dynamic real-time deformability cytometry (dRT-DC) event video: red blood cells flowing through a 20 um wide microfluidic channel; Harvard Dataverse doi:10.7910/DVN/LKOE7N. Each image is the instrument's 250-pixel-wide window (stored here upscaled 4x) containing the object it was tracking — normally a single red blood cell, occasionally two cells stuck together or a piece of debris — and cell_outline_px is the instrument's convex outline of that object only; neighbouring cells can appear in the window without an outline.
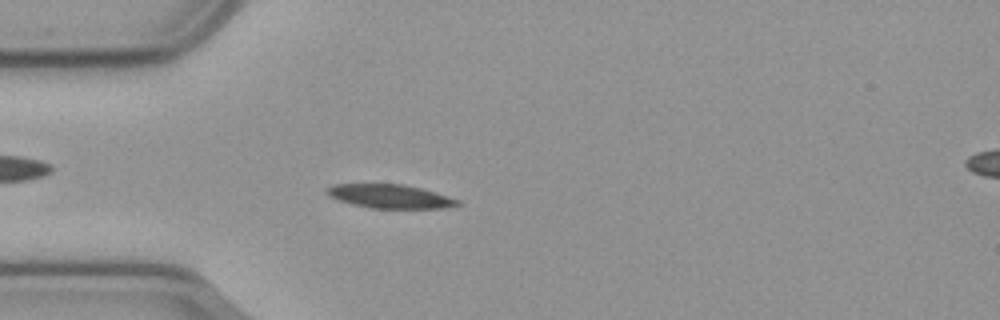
{"species": "common noctule bat (a hibernating species)", "species_latin": "Nyctalus noctula", "temperature_condition": "cold", "stored_images_in_passage": 56, "camera_frame_rate_fps": 3000, "um_per_image_px": 0.085, "animal": {"sex": "male", "body_mass_g": 23.1, "forearm_length_mm": 52.7}, "frame": {"image": 1, "passage_image": 15, "time_ms": 4.667, "image_size_px": [1000, 320], "cell_outline_px": [[464, 204], [440, 208], [372, 208], [352, 204], [328, 196], [324, 192], [324, 188], [332, 184], [404, 184], [436, 192], [460, 200]], "centroid_in_image_um": [33.13, 16.68], "position_along_channel_um": 51.9, "area_um2": 18.21}}
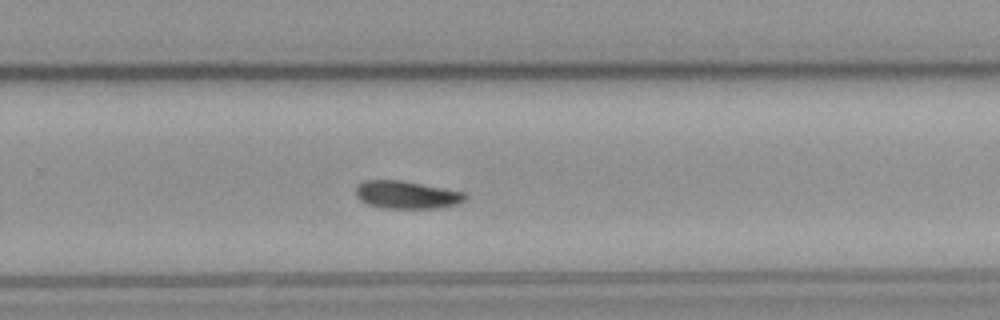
{"frame": {"image": 2, "passage_image": 36, "time_ms": 11.667, "image_size_px": [1000, 320], "cell_outline_px": [[468, 196], [464, 200], [456, 204], [440, 208], [384, 208], [368, 204], [360, 200], [356, 196], [356, 184], [364, 180], [400, 180], [444, 188], [464, 192]], "centroid_in_image_um": [34.54, 16.55], "position_along_channel_um": 295.3, "area_um2": 17.69}}
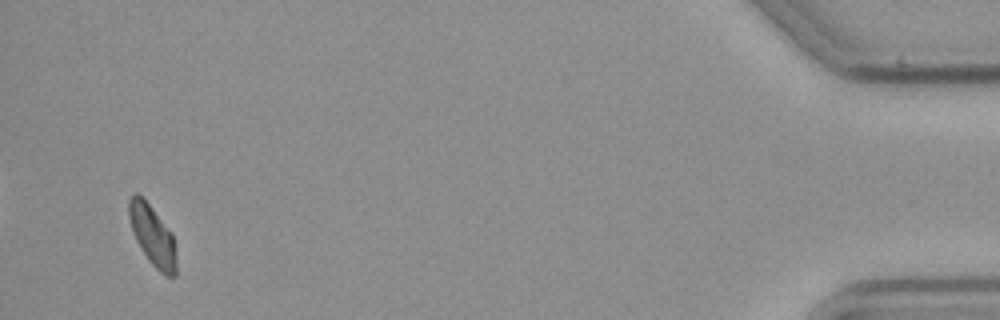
{"frame": {"image": 3, "passage_image": 54, "time_ms": 17.667, "image_size_px": [1000, 320], "cell_outline_px": [[176, 276], [164, 276], [148, 260], [136, 240], [132, 232], [128, 216], [128, 200], [136, 192], [148, 204], [172, 232], [176, 260]], "centroid_in_image_um": [12.95, 20.04], "position_along_channel_um": 422.2, "area_um2": 16.47}, "authors_computed_cell_mechanics": {"area_um2": 17.8891, "velocity_mm_per_s": 3.5828, "shape_relaxation_time_tau1_ms": 3.6415, "shape_relaxation_time_tau2_ms": null, "deformation_change_tau1": 0.1051, "deformation_change_tau2": null}}